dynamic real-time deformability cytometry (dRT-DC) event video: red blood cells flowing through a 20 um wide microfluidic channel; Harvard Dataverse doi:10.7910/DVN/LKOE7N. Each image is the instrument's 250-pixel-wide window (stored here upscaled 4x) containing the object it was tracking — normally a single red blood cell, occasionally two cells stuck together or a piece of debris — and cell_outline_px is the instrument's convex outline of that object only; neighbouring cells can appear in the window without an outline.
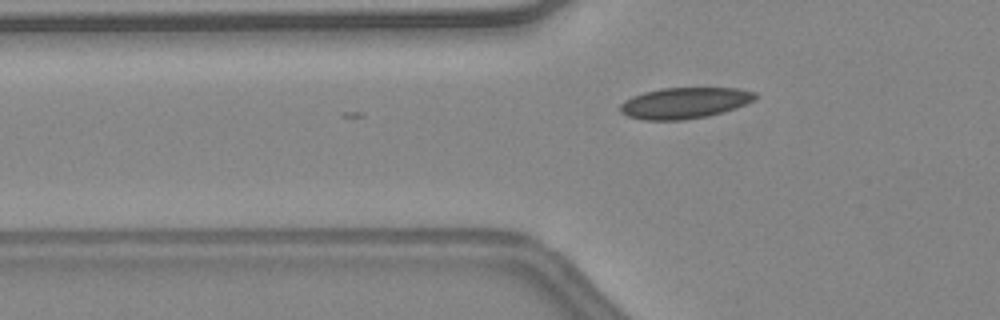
{"species": "common noctule bat (a hibernating species)", "species_latin": "Nyctalus noctula", "temperature_condition": "warm", "stored_images_in_passage": 4, "camera_frame_rate_fps": 3000, "um_per_image_px": 0.085, "animal": {"sex": "female", "body_mass_g": 24.6, "forearm_length_mm": 56.2}, "frame": {"image": 1, "passage_image": 2, "time_ms": 0.333, "image_size_px": [1000, 320], "cell_outline_px": [[760, 96], [756, 100], [736, 108], [724, 112], [708, 116], [684, 120], [644, 120], [628, 116], [620, 112], [620, 104], [624, 100], [632, 96], [644, 92], [660, 88], [736, 88], [756, 92]], "centroid_in_image_um": [58.22, 8.75], "position_along_channel_um": 67.6, "area_um2": 24.74}}